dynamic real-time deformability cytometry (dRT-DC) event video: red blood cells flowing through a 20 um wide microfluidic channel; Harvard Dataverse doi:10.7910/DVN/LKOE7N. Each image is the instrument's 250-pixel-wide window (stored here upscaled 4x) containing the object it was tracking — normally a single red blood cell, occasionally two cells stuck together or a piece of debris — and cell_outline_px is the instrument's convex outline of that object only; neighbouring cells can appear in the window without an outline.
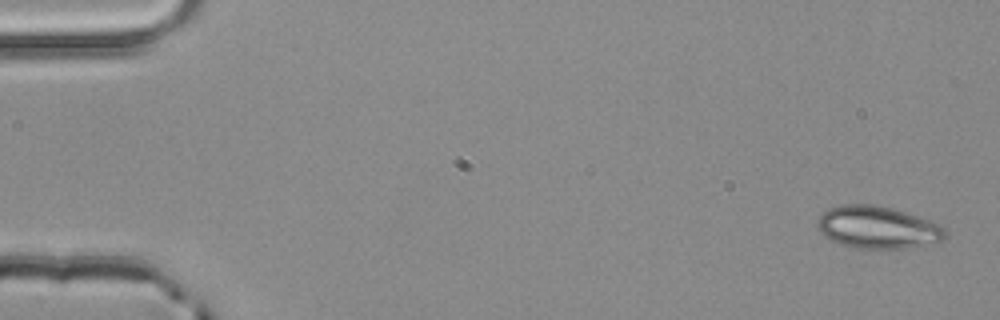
{"species": "common noctule bat (a hibernating species)", "species_latin": "Nyctalus noctula", "temperature_condition": "room temperature", "stored_images_in_passage": 4, "camera_frame_rate_fps": 3000, "um_per_image_px": 0.085, "animal": {"sex": "male", "body_mass_g": 20.4}, "frame": {"image": 1, "passage_image": 1, "time_ms": 0.0, "image_size_px": [1000, 320], "cell_outline_px": [[944, 236], [940, 240], [908, 248], [856, 248], [832, 240], [824, 236], [820, 232], [816, 224], [816, 220], [828, 208], [840, 204], [876, 204], [892, 208], [928, 220], [944, 228]], "centroid_in_image_um": [74.51, 19.3], "position_along_channel_um": 10.5, "area_um2": 31.04}}